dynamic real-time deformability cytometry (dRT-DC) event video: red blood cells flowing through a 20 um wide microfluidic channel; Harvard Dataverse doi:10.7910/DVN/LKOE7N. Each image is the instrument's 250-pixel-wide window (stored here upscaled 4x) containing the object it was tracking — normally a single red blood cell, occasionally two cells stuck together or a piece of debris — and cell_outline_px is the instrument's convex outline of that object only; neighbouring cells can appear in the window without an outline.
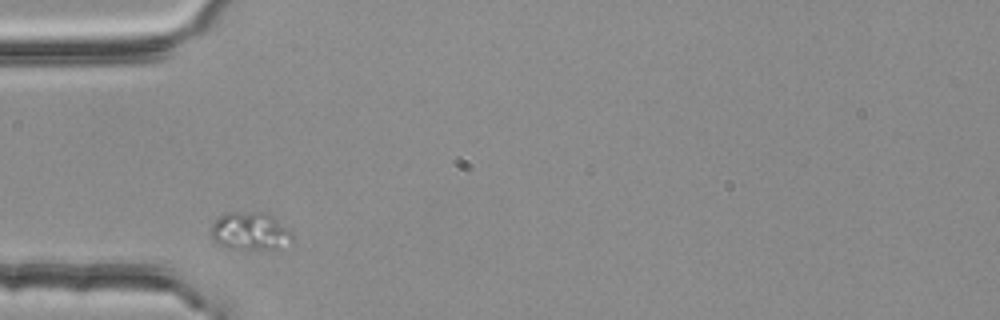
{"species": "common noctule bat (a hibernating species)", "species_latin": "Nyctalus noctula", "temperature_condition": "room temperature", "stored_images_in_passage": 4, "camera_frame_rate_fps": 3000, "um_per_image_px": 0.085, "animal": {"sex": "female", "body_mass_g": 25.1}, "frame": {"image": 1, "passage_image": 1, "time_ms": 0.0, "image_size_px": [1000, 320], "cell_outline_px": [[292, 240], [276, 248], [232, 248], [220, 244], [212, 240], [208, 232], [212, 224], [224, 212], [268, 212], [288, 228], [292, 232]], "centroid_in_image_um": [21.21, 19.61], "position_along_channel_um": 63.8, "area_um2": 17.86}}